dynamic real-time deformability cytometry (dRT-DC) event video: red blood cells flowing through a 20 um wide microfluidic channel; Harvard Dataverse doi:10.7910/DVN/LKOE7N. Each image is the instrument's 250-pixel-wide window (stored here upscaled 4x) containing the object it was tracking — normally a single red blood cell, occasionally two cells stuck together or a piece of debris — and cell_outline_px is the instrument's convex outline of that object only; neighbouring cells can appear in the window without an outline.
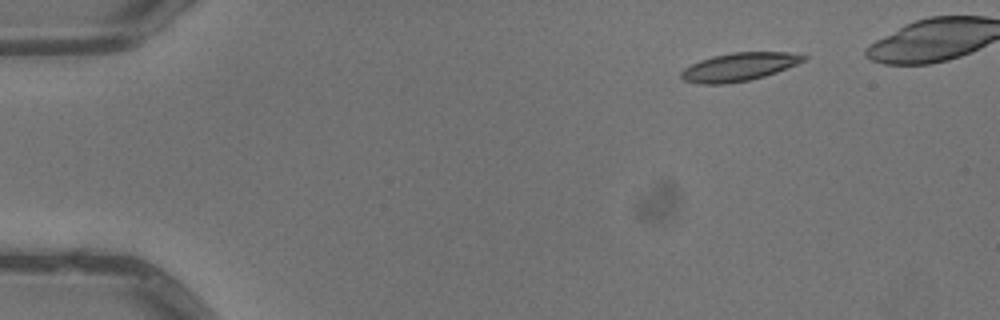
{"species": "common noctule bat (a hibernating species)", "species_latin": "Nyctalus noctula", "temperature_condition": "warm", "stored_images_in_passage": 4, "camera_frame_rate_fps": 3000, "um_per_image_px": 0.085, "animal": {"sex": "male", "body_mass_g": 13.3}, "frame": {"image": 1, "passage_image": 1, "time_ms": 0.0, "image_size_px": [1000, 320], "cell_outline_px": [[808, 56], [804, 60], [796, 64], [776, 72], [764, 76], [748, 80], [724, 84], [700, 84], [684, 80], [680, 76], [680, 72], [684, 68], [700, 60], [712, 56], [732, 52], [788, 52]], "centroid_in_image_um": [62.78, 5.68], "position_along_channel_um": 22.2, "area_um2": 19.94}}